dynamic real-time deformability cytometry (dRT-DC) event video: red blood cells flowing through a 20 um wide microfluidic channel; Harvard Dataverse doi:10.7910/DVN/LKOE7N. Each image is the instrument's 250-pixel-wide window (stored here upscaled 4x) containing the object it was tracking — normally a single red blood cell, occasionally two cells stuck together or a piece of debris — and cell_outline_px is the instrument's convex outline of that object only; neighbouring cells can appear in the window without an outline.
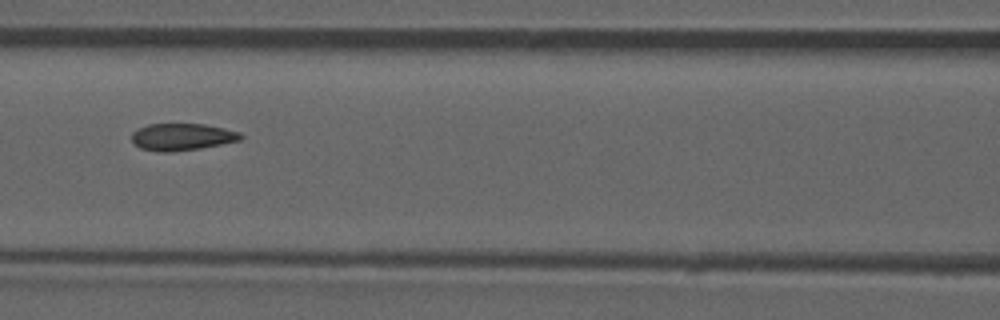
{"species": "common noctule bat (a hibernating species)", "species_latin": "Nyctalus noctula", "temperature_condition": "room temperature", "stored_images_in_passage": 54, "camera_frame_rate_fps": 3000, "um_per_image_px": 0.085, "animal": {"sex": "male", "forearm_length_mm": 52.5}, "frame": {"image": 1, "passage_image": 24, "time_ms": 7.667, "image_size_px": [1000, 320], "cell_outline_px": [[244, 136], [240, 140], [200, 148], [172, 152], [160, 152], [140, 148], [132, 140], [132, 132], [136, 128], [148, 124], [204, 124], [224, 128], [240, 132]], "centroid_in_image_um": [15.46, 11.63], "position_along_channel_um": 151.1, "area_um2": 17.17}, "authors_computed_cell_mechanics": {"area_um2": 17.4845, "velocity_mm_per_s": 3.847, "shape_relaxation_time_tau1_ms": null, "shape_relaxation_time_tau2_ms": 1.5766, "deformation_change_tau1": null, "deformation_change_tau2": 0.065}}